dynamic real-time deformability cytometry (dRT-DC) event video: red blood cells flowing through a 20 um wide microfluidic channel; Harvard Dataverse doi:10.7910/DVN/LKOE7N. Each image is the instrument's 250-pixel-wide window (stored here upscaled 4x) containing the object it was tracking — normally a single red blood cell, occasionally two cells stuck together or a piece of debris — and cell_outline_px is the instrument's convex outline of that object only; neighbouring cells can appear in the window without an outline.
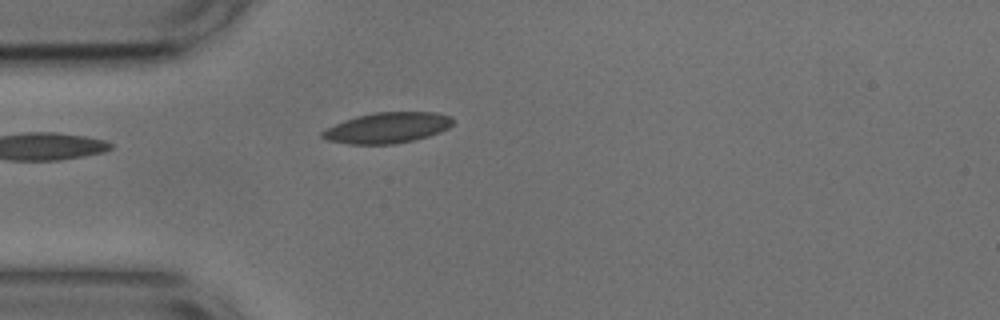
{"species": "common noctule bat (a hibernating species)", "species_latin": "Nyctalus noctula", "temperature_condition": "cold", "stored_images_in_passage": 10, "camera_frame_rate_fps": 3000, "um_per_image_px": 0.085, "animal": {"sex": "male", "body_mass_g": 17.9, "forearm_length_mm": 54.2}, "frame": {"image": 1, "passage_image": 1, "time_ms": 0.0, "image_size_px": [1000, 320], "cell_outline_px": [[452, 124], [448, 128], [440, 132], [428, 136], [412, 140], [392, 144], [348, 144], [328, 140], [320, 136], [320, 132], [344, 120], [356, 116], [372, 112], [436, 112], [452, 116]], "centroid_in_image_um": [32.92, 10.85], "position_along_channel_um": 52.1, "area_um2": 23.29}}